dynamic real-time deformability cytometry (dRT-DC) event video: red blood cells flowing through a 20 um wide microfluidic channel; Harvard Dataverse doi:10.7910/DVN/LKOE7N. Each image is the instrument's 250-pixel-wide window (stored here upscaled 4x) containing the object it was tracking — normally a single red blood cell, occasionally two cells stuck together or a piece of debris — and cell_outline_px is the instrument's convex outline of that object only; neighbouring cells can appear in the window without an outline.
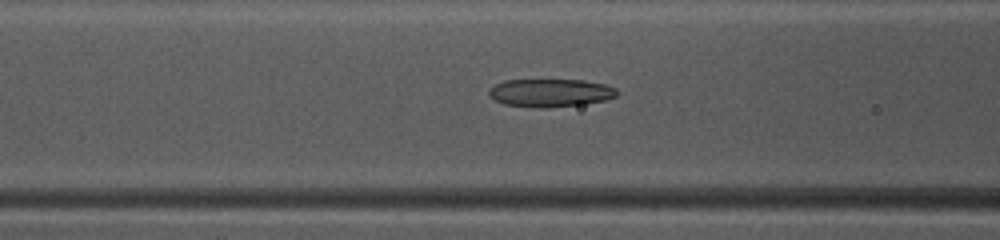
{"species": "common noctule bat (a hibernating species)", "species_latin": "Nyctalus noctula", "temperature_condition": "warm", "stored_images_in_passage": 34, "camera_frame_rate_fps": 3000, "um_per_image_px": 0.085, "animal": {"sex": "female", "body_mass_g": 10.0, "forearm_length_mm": 53.1}, "frame": {"image": 1, "passage_image": 5, "time_ms": 1.333, "image_size_px": [1000, 240], "cell_outline_px": [[620, 92], [616, 96], [604, 100], [584, 104], [548, 108], [536, 108], [504, 104], [488, 96], [488, 92], [496, 84], [504, 80], [584, 80], [604, 84], [616, 88]], "centroid_in_image_um": [46.8, 7.89], "position_along_channel_um": 119.8, "area_um2": 20.98}}
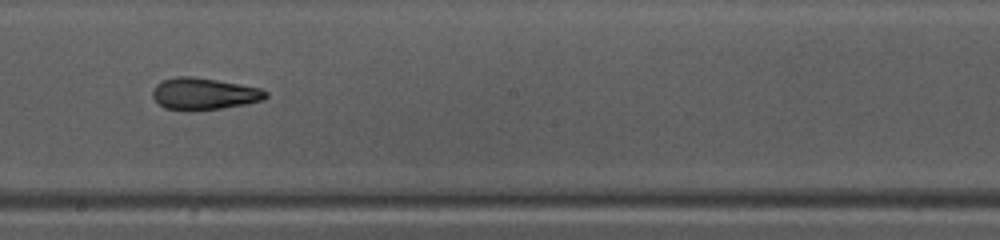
{"frame": {"image": 2, "passage_image": 13, "time_ms": 4.0, "image_size_px": [1000, 240], "cell_outline_px": [[268, 96], [264, 100], [248, 104], [220, 108], [164, 108], [152, 96], [152, 88], [156, 84], [164, 80], [176, 76], [192, 76], [240, 84], [260, 88], [268, 92]], "centroid_in_image_um": [17.38, 7.93], "position_along_channel_um": 230.8, "area_um2": 20.46}}
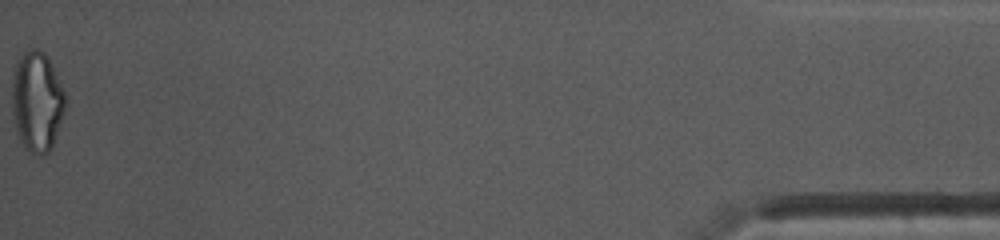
{"frame": {"image": 3, "passage_image": 34, "time_ms": 11.0, "image_size_px": [1000, 240], "cell_outline_px": [[68, 96], [64, 112], [52, 144], [48, 152], [40, 156], [32, 152], [20, 140], [16, 132], [12, 112], [12, 72], [16, 60], [24, 52], [32, 48], [40, 48], [44, 52]], "centroid_in_image_um": [3.13, 8.57], "position_along_channel_um": 432.1, "area_um2": 31.21}, "authors_computed_cell_mechanics": {"area_um2": 20.9814, "velocity_mm_per_s": 4.1543, "shape_relaxation_time_tau1_ms": null, "shape_relaxation_time_tau2_ms": 2.6488, "deformation_change_tau1": null, "deformation_change_tau2": 0.0969}}